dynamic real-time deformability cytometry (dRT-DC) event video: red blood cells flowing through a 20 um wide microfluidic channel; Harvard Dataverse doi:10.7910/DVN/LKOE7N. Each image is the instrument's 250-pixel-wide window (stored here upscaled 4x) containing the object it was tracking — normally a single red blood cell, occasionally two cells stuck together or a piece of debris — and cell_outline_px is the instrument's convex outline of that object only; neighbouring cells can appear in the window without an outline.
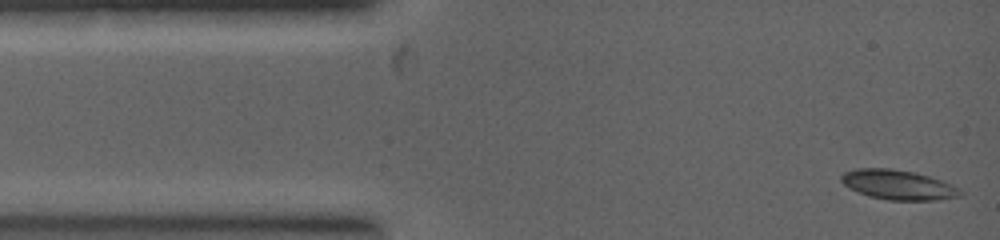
{"species": "common noctule bat (a hibernating species)", "species_latin": "Nyctalus noctula", "temperature_condition": "warm", "stored_images_in_passage": 12, "camera_frame_rate_fps": 5000, "um_per_image_px": 0.085, "animal": {"sex": "female", "body_mass_g": 19.0, "forearm_length_mm": 53.3}, "frame": {"image": 1, "passage_image": 1, "time_ms": 0.0, "image_size_px": [1000, 240], "cell_outline_px": [[964, 192], [960, 196], [940, 200], [888, 200], [868, 196], [848, 188], [840, 180], [840, 176], [844, 172], [856, 168], [892, 168], [916, 172], [940, 180], [960, 188]], "centroid_in_image_um": [76.33, 15.7], "position_along_channel_um": 8.7, "area_um2": 20.81}}
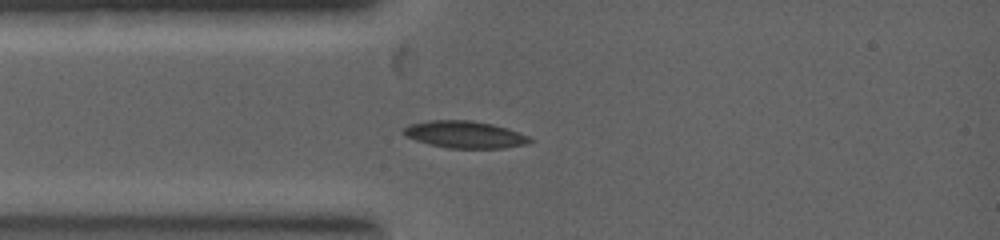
{"frame": {"image": 2, "passage_image": 8, "time_ms": 1.6, "image_size_px": [1000, 240], "cell_outline_px": [[536, 140], [528, 144], [504, 148], [448, 148], [428, 144], [404, 136], [400, 132], [400, 128], [408, 124], [428, 120], [468, 120], [492, 124], [508, 128], [528, 136]], "centroid_in_image_um": [39.47, 11.43], "position_along_channel_um": 45.5, "area_um2": 20.29}}